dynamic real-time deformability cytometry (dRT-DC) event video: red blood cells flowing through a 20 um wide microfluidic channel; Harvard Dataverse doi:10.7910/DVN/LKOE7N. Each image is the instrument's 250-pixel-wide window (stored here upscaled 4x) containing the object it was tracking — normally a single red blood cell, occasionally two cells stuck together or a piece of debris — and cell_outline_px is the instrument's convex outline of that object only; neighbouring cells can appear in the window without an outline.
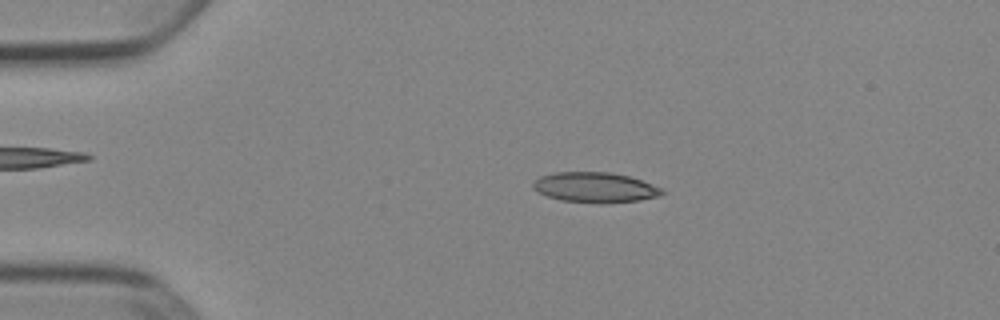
{"species": "Egyptian fruit bat (a non-hibernating species)", "species_latin": "Rousettus aegyptiacus", "temperature_condition": "cold", "stored_images_in_passage": 51, "camera_frame_rate_fps": 3000, "um_per_image_px": 0.085, "animal": {"sex": "female"}, "frame": {"image": 1, "passage_image": 10, "time_ms": 3.0, "image_size_px": [1000, 320], "cell_outline_px": [[664, 192], [660, 196], [640, 200], [600, 204], [596, 204], [560, 200], [536, 192], [532, 188], [532, 180], [540, 176], [552, 172], [608, 172], [628, 176], [652, 184], [660, 188]], "centroid_in_image_um": [50.51, 15.94], "position_along_channel_um": 34.5, "area_um2": 22.95}}
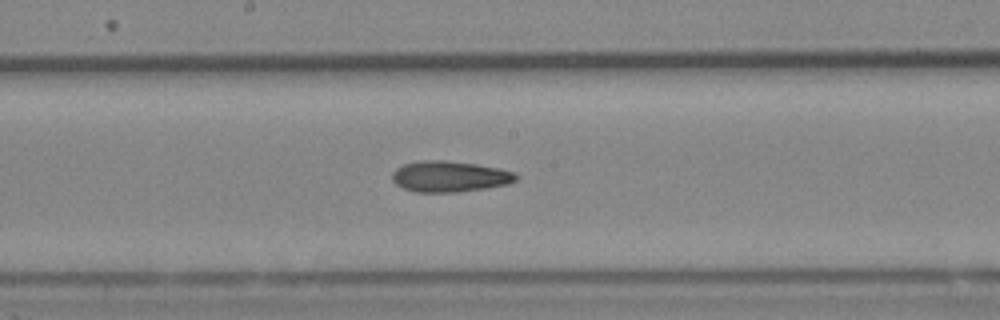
{"frame": {"image": 2, "passage_image": 27, "time_ms": 8.667, "image_size_px": [1000, 320], "cell_outline_px": [[520, 176], [516, 180], [508, 184], [484, 188], [456, 192], [416, 192], [404, 188], [396, 184], [392, 180], [392, 172], [396, 168], [404, 164], [420, 160], [444, 160], [476, 164], [496, 168], [512, 172]], "centroid_in_image_um": [38.19, 15.0], "position_along_channel_um": 210.0, "area_um2": 22.2}}
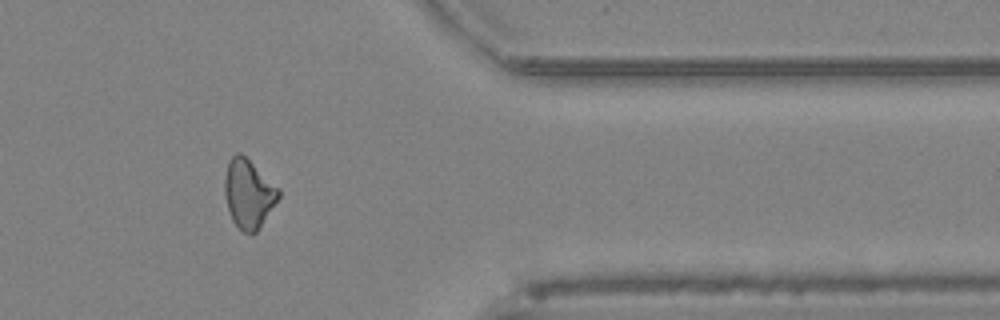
{"frame": {"image": 3, "passage_image": 42, "time_ms": 13.667, "image_size_px": [1000, 320], "cell_outline_px": [[280, 196], [256, 232], [252, 236], [244, 232], [232, 220], [228, 208], [224, 192], [224, 176], [228, 160], [236, 152], [240, 152], [280, 188]], "centroid_in_image_um": [21.11, 16.45], "position_along_channel_um": 390.3, "area_um2": 21.56}, "authors_computed_cell_mechanics": {"area_um2": 21.7328, "velocity_mm_per_s": 3.9209, "shape_relaxation_time_tau1_ms": null, "shape_relaxation_time_tau2_ms": 8.1127, "deformation_change_tau1": null, "deformation_change_tau2": 0.1942}}